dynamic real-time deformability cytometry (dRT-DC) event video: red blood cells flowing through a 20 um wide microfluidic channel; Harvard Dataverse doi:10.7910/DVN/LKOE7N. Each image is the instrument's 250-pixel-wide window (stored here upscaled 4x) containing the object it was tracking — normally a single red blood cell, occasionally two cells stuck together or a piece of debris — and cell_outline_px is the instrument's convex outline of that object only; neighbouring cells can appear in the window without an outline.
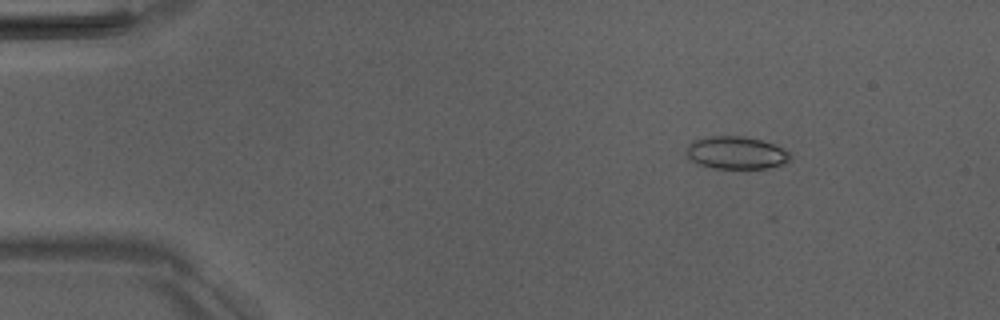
{"species": "Egyptian fruit bat (a non-hibernating species)", "species_latin": "Rousettus aegyptiacus", "temperature_condition": "room temperature", "stored_images_in_passage": 48, "camera_frame_rate_fps": 3000, "um_per_image_px": 0.085, "animal": {"sex": "male"}, "frame": {"image": 1, "passage_image": 8, "time_ms": 2.333, "image_size_px": [1000, 320], "cell_outline_px": [[788, 160], [784, 164], [768, 168], [712, 168], [696, 164], [688, 156], [688, 144], [692, 140], [704, 136], [744, 136], [760, 140], [772, 144], [788, 152]], "centroid_in_image_um": [62.51, 12.98], "position_along_channel_um": 22.5, "area_um2": 19.54}}
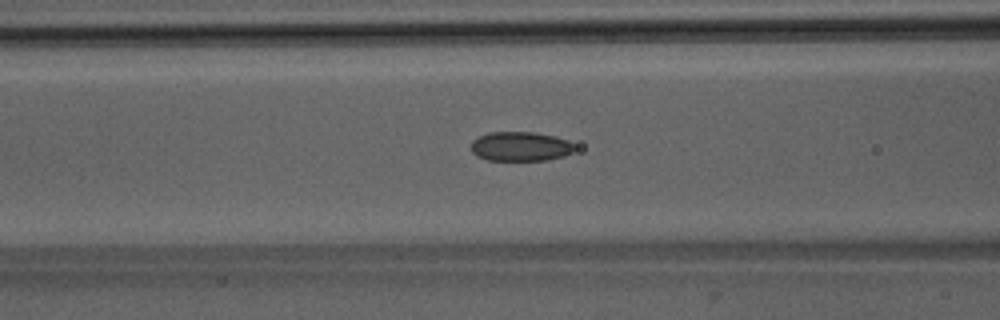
{"frame": {"image": 2, "passage_image": 22, "time_ms": 7.0, "image_size_px": [1000, 320], "cell_outline_px": [[576, 148], [572, 152], [564, 156], [548, 160], [488, 160], [476, 156], [472, 152], [472, 140], [488, 132], [536, 132], [556, 136], [568, 140]], "centroid_in_image_um": [44.25, 12.44], "position_along_channel_um": 122.4, "area_um2": 17.86}}
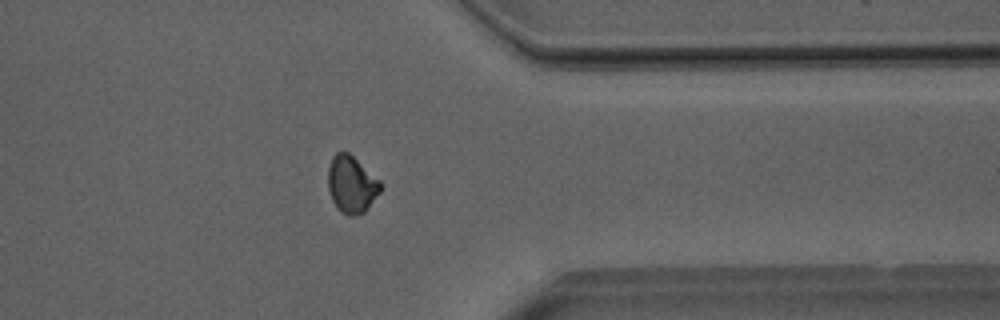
{"frame": {"image": 3, "passage_image": 42, "time_ms": 13.667, "image_size_px": [1000, 320], "cell_outline_px": [[380, 192], [368, 208], [364, 212], [356, 216], [348, 216], [340, 212], [332, 200], [328, 188], [328, 168], [332, 156], [336, 152], [348, 152], [380, 180]], "centroid_in_image_um": [29.87, 15.69], "position_along_channel_um": 381.5, "area_um2": 17.46}}